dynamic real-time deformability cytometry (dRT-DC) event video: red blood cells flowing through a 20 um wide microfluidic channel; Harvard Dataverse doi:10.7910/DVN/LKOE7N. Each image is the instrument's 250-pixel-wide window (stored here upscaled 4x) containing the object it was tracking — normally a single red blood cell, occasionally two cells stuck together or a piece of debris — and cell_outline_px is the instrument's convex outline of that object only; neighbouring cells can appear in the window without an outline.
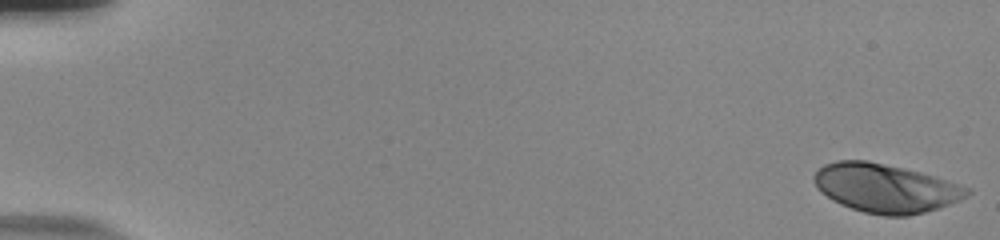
{"species": "human", "species_latin": "Homo sapiens", "temperature_condition": "room temperature", "stored_images_in_passage": 56, "camera_frame_rate_fps": 3000, "um_per_image_px": 0.085, "donor": {"sex": "male"}, "frame": {"image": 1, "passage_image": 1, "time_ms": 0.0, "image_size_px": [1000, 240], "cell_outline_px": [[972, 192], [968, 196], [960, 200], [940, 208], [908, 216], [884, 216], [864, 212], [840, 204], [832, 200], [820, 192], [816, 188], [812, 180], [812, 176], [824, 164], [836, 160], [868, 160], [904, 168], [920, 172], [972, 188]], "centroid_in_image_um": [75.26, 15.99], "position_along_channel_um": 9.7, "area_um2": 43.75}}
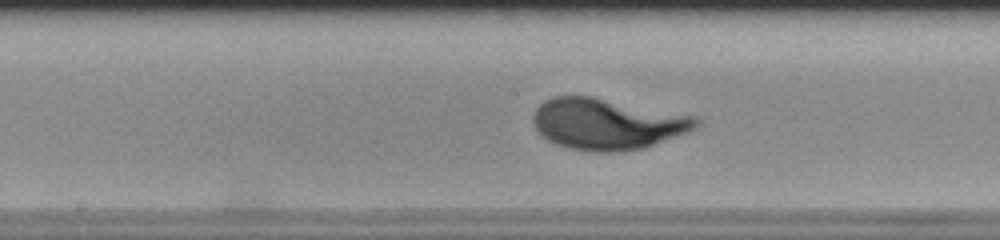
{"frame": {"image": 2, "passage_image": 30, "time_ms": 9.667, "image_size_px": [1000, 240], "cell_outline_px": [[700, 124], [696, 128], [688, 132], [644, 148], [616, 152], [596, 152], [568, 148], [556, 144], [548, 140], [532, 124], [532, 116], [536, 108], [544, 100], [552, 96], [592, 96], [700, 116]], "centroid_in_image_um": [51.65, 10.52], "position_along_channel_um": 196.5, "area_um2": 49.07}}
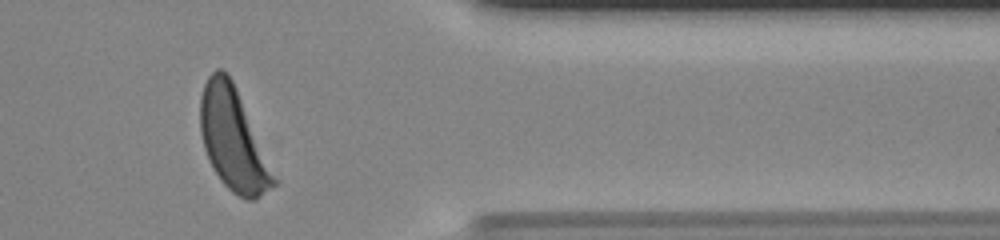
{"frame": {"image": 3, "passage_image": 47, "time_ms": 15.333, "image_size_px": [1000, 240], "cell_outline_px": [[280, 180], [276, 184], [256, 200], [248, 200], [232, 192], [220, 180], [204, 148], [200, 132], [200, 96], [204, 84], [208, 76], [216, 68], [220, 68], [228, 72], [236, 88]], "centroid_in_image_um": [19.86, 11.86], "position_along_channel_um": 391.5, "area_um2": 44.04}}